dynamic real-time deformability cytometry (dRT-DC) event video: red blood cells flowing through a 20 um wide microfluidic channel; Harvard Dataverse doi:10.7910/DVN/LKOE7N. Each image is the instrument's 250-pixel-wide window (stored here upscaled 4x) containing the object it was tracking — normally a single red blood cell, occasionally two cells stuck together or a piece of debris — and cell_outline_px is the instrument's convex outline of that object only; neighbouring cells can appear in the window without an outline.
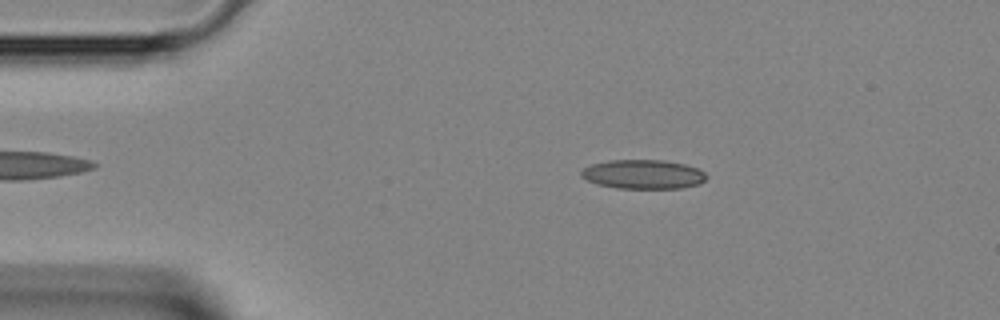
{"species": "Egyptian fruit bat (a non-hibernating species)", "species_latin": "Rousettus aegyptiacus", "temperature_condition": "room temperature", "stored_images_in_passage": 36, "camera_frame_rate_fps": 3000, "um_per_image_px": 0.085, "animal": {"sex": "female"}, "frame": {"image": 1, "passage_image": 7, "time_ms": 2.0, "image_size_px": [1000, 320], "cell_outline_px": [[708, 176], [700, 184], [680, 188], [616, 188], [600, 184], [588, 180], [580, 176], [580, 172], [584, 168], [592, 164], [608, 160], [660, 160], [684, 164], [696, 168], [704, 172]], "centroid_in_image_um": [54.67, 14.81], "position_along_channel_um": 30.3, "area_um2": 21.1}}
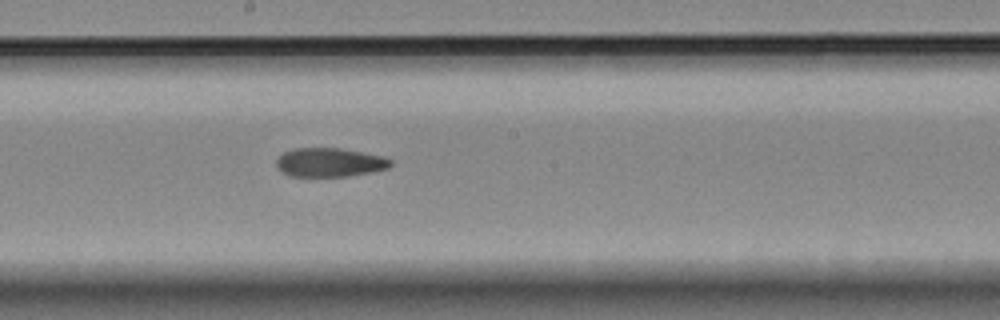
{"frame": {"image": 2, "passage_image": 22, "time_ms": 7.0, "image_size_px": [1000, 320], "cell_outline_px": [[392, 164], [388, 168], [372, 172], [348, 176], [292, 176], [284, 172], [276, 164], [276, 160], [284, 152], [296, 148], [340, 148], [384, 156], [392, 160]], "centroid_in_image_um": [28.07, 13.8], "position_along_channel_um": 220.1, "area_um2": 19.07}}
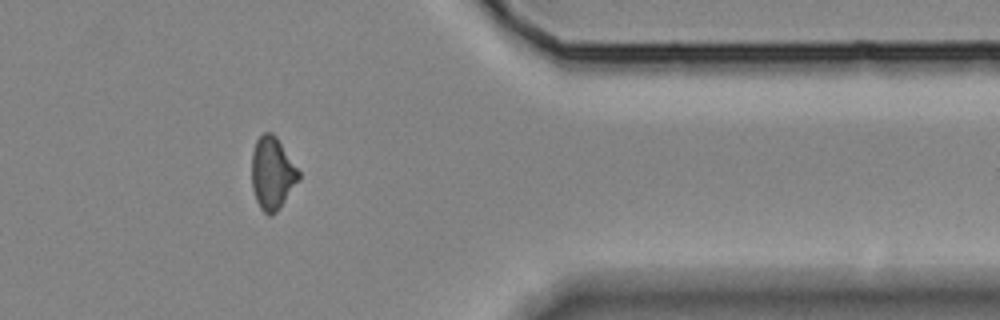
{"frame": {"image": 3, "passage_image": 34, "time_ms": 11.0, "image_size_px": [1000, 320], "cell_outline_px": [[300, 180], [276, 212], [268, 216], [260, 208], [256, 200], [252, 188], [252, 152], [256, 140], [264, 132], [272, 132], [276, 136], [300, 172]], "centroid_in_image_um": [23.14, 14.73], "position_along_channel_um": 388.3, "area_um2": 19.83}}